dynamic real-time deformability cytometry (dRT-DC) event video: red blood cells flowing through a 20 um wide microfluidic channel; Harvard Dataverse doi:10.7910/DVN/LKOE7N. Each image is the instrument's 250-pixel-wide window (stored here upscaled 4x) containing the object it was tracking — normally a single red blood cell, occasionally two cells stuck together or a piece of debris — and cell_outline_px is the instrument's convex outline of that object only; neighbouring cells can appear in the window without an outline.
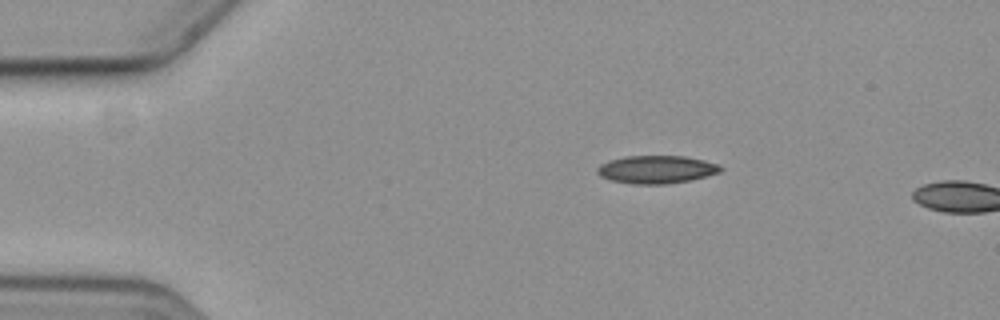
{"species": "common noctule bat (a hibernating species)", "species_latin": "Nyctalus noctula", "temperature_condition": "cold", "stored_images_in_passage": 2, "camera_frame_rate_fps": 3000, "um_per_image_px": 0.085, "animal": {"sex": "female", "body_mass_g": 19.3, "forearm_length_mm": 54.1}, "frame": {"image": 1, "passage_image": 1, "time_ms": 0.0, "image_size_px": [1000, 320], "cell_outline_px": [[724, 168], [720, 172], [688, 180], [668, 184], [632, 184], [612, 180], [600, 176], [596, 172], [596, 168], [600, 164], [608, 160], [624, 156], [684, 156], [704, 160], [720, 164]], "centroid_in_image_um": [55.78, 14.39], "position_along_channel_um": 29.2, "area_um2": 20.11}}